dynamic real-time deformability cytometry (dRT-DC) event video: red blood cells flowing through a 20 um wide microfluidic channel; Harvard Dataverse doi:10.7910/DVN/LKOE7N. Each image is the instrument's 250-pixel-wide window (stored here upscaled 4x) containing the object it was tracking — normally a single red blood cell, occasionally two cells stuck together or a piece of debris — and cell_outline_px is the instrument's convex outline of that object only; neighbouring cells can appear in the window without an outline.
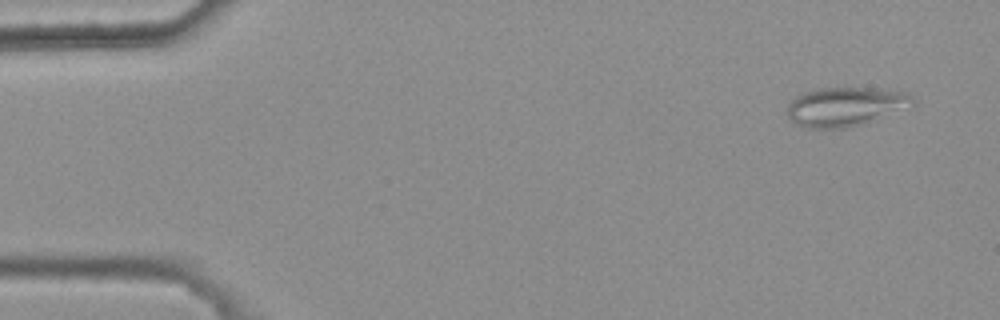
{"species": "common noctule bat (a hibernating species)", "species_latin": "Nyctalus noctula", "temperature_condition": "warm", "stored_images_in_passage": 4, "camera_frame_rate_fps": 3000, "um_per_image_px": 0.085, "animal": {"sex": "female", "body_mass_g": 25.1}, "frame": {"image": 1, "passage_image": 1, "time_ms": 0.0, "image_size_px": [1000, 320], "cell_outline_px": [[916, 104], [912, 108], [864, 124], [848, 128], [808, 128], [796, 124], [788, 116], [788, 104], [796, 96], [804, 92], [816, 88], [872, 88], [908, 92], [912, 96]], "centroid_in_image_um": [71.94, 9.07], "position_along_channel_um": 13.1, "area_um2": 29.07}}